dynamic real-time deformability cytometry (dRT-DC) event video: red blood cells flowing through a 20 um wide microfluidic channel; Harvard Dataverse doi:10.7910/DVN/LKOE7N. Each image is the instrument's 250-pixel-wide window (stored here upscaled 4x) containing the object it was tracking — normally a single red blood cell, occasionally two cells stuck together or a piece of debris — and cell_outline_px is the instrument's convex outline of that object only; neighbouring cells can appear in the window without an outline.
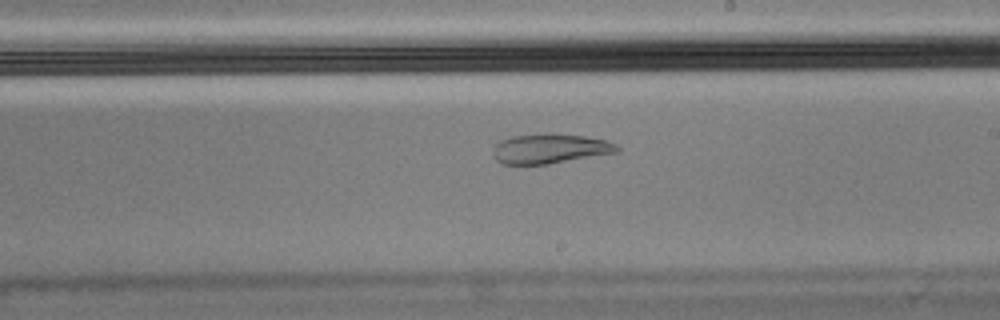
{"species": "Egyptian fruit bat (a non-hibernating species)", "species_latin": "Rousettus aegyptiacus", "temperature_condition": "cold", "stored_images_in_passage": 57, "camera_frame_rate_fps": 3000, "um_per_image_px": 0.085, "animal": {"sex": "male"}, "frame": {"image": 1, "passage_image": 33, "time_ms": 10.667, "image_size_px": [1000, 320], "cell_outline_px": [[620, 152], [548, 164], [500, 164], [492, 156], [492, 152], [496, 144], [500, 140], [512, 136], [548, 132], [584, 136], [608, 140], [616, 144], [620, 148]], "centroid_in_image_um": [46.75, 12.62], "position_along_channel_um": 242.2, "area_um2": 21.91}, "authors_computed_cell_mechanics": {"area_um2": 22.8888, "velocity_mm_per_s": 3.4746, "shape_relaxation_time_tau1_ms": null, "shape_relaxation_time_tau2_ms": 2.0395, "deformation_change_tau1": null, "deformation_change_tau2": 0.0742}}